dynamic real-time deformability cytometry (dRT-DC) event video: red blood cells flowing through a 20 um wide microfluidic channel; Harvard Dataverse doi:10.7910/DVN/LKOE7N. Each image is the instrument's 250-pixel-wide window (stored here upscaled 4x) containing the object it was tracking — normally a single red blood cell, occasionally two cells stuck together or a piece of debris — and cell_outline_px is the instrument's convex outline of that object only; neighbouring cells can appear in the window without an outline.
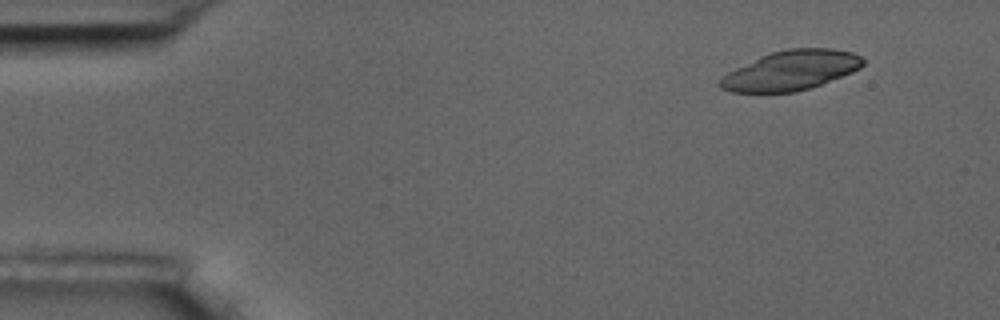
{"species": "common noctule bat (a hibernating species)", "species_latin": "Nyctalus noctula", "temperature_condition": "room temperature", "stored_images_in_passage": 4, "camera_frame_rate_fps": 3000, "um_per_image_px": 0.085, "animal": {"sex": "male", "body_mass_g": 17.5, "forearm_length_mm": 52.3}, "frame": {"image": 1, "passage_image": 2, "time_ms": 1.0, "image_size_px": [1000, 320], "cell_outline_px": [[864, 64], [860, 68], [852, 72], [820, 84], [796, 92], [732, 92], [720, 88], [720, 80], [728, 72], [760, 56], [772, 52], [788, 48], [832, 48], [852, 52], [860, 56], [864, 60]], "centroid_in_image_um": [67.24, 5.97], "position_along_channel_um": 17.8, "area_um2": 32.66}}